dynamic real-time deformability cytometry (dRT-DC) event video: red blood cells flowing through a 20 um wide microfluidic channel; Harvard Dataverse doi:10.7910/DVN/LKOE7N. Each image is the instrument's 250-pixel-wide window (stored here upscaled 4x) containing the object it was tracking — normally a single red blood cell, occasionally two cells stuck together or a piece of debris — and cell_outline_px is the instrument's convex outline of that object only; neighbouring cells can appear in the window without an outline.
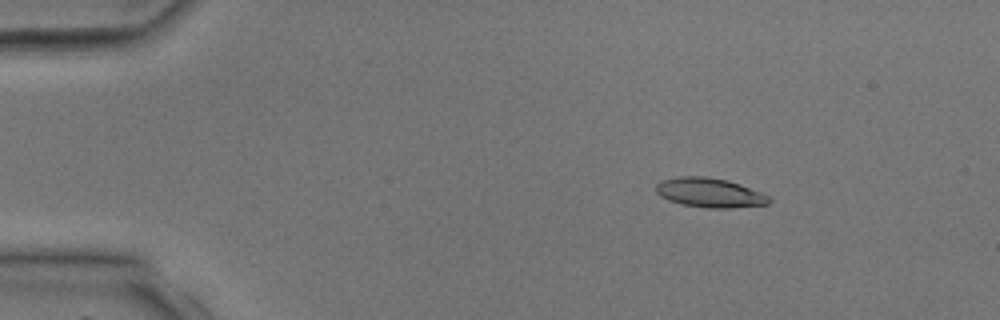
{"species": "common noctule bat (a hibernating species)", "species_latin": "Nyctalus noctula", "temperature_condition": "room temperature", "stored_images_in_passage": 39, "camera_frame_rate_fps": 3000, "um_per_image_px": 0.085, "animal": {"sex": "male", "body_mass_g": 17.9, "forearm_length_mm": 54.2}, "frame": {"image": 1, "passage_image": 6, "time_ms": 1.667, "image_size_px": [1000, 320], "cell_outline_px": [[772, 200], [768, 204], [728, 208], [708, 208], [680, 204], [668, 200], [660, 196], [656, 192], [656, 184], [660, 180], [680, 176], [708, 176], [728, 180], [740, 184], [760, 192], [768, 196]], "centroid_in_image_um": [60.29, 16.37], "position_along_channel_um": 24.7, "area_um2": 19.48}}
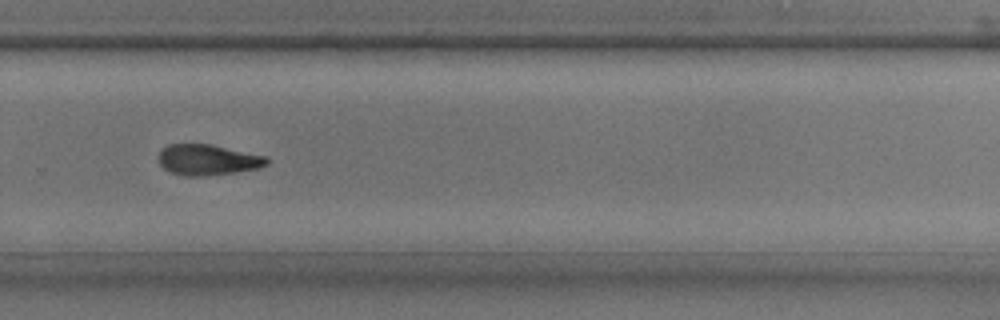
{"frame": {"image": 2, "passage_image": 27, "time_ms": 8.667, "image_size_px": [1000, 320], "cell_outline_px": [[268, 164], [260, 168], [236, 172], [204, 176], [184, 176], [172, 172], [164, 168], [160, 164], [160, 152], [168, 144], [212, 144], [268, 156]], "centroid_in_image_um": [17.72, 13.58], "position_along_channel_um": 312.1, "area_um2": 19.42}}
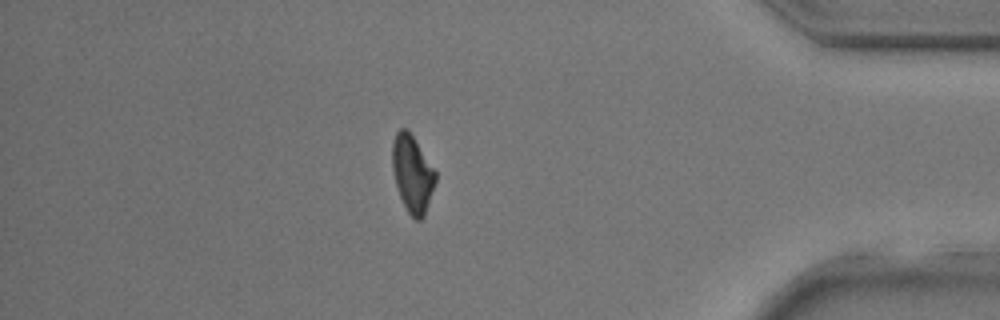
{"frame": {"image": 3, "passage_image": 34, "time_ms": 11.0, "image_size_px": [1000, 320], "cell_outline_px": [[436, 180], [424, 216], [420, 220], [416, 220], [408, 212], [400, 196], [396, 184], [392, 168], [392, 144], [396, 132], [400, 128], [408, 128], [436, 172]], "centroid_in_image_um": [35.04, 14.74], "position_along_channel_um": 400.2, "area_um2": 19.19}}